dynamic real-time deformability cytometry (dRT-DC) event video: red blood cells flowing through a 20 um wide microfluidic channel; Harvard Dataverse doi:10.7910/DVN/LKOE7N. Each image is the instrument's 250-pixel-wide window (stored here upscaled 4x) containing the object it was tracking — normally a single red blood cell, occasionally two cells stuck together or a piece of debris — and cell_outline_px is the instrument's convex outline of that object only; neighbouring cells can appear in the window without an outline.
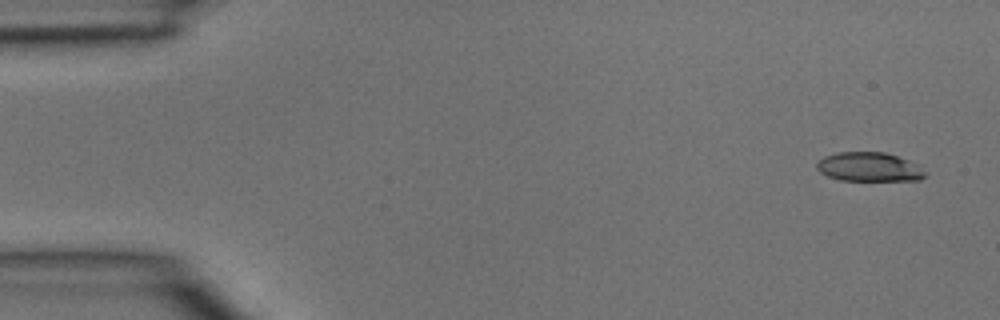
{"species": "common noctule bat (a hibernating species)", "species_latin": "Nyctalus noctula", "temperature_condition": "room temperature", "stored_images_in_passage": 3, "camera_frame_rate_fps": 3000, "um_per_image_px": 0.085, "animal": {"sex": "male", "body_mass_g": 15.6}, "frame": {"image": 1, "passage_image": 1, "time_ms": 0.0, "image_size_px": [1000, 320], "cell_outline_px": [[928, 172], [920, 180], [840, 180], [828, 176], [820, 172], [816, 168], [816, 164], [824, 156], [836, 152], [884, 152], [924, 164]], "centroid_in_image_um": [73.97, 14.18], "position_along_channel_um": 11.0, "area_um2": 18.79}}